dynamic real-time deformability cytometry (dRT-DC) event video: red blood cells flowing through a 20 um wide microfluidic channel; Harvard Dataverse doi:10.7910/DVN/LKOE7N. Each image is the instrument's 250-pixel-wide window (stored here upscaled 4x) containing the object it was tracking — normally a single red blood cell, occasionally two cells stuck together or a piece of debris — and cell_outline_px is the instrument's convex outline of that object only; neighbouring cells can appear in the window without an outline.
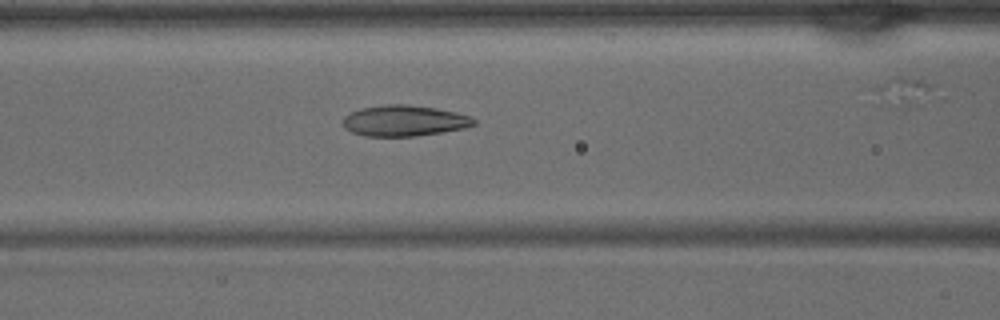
{"species": "common noctule bat (a hibernating species)", "species_latin": "Nyctalus noctula", "temperature_condition": "warm", "stored_images_in_passage": 33, "camera_frame_rate_fps": 3000, "um_per_image_px": 0.085, "animal": {"sex": "male", "body_mass_g": 15.6}, "frame": {"image": 1, "passage_image": 17, "time_ms": 5.333, "image_size_px": [1000, 320], "cell_outline_px": [[476, 124], [464, 128], [416, 136], [368, 136], [352, 132], [344, 128], [344, 116], [360, 108], [388, 104], [404, 104], [436, 108], [456, 112], [468, 116], [476, 120]], "centroid_in_image_um": [34.36, 10.26], "position_along_channel_um": 132.2, "area_um2": 23.35}}
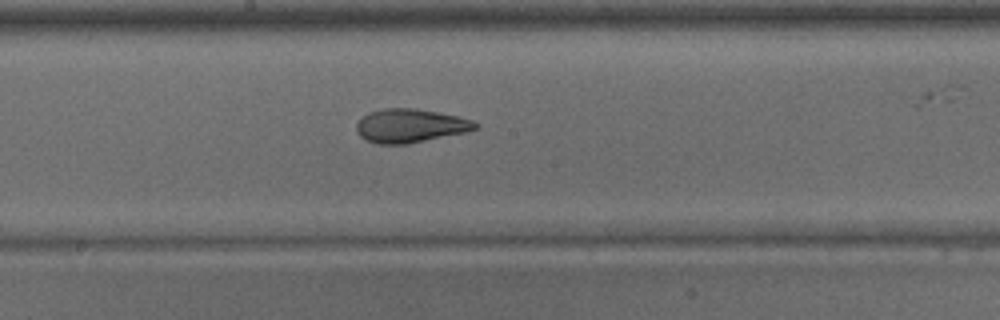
{"frame": {"image": 2, "passage_image": 22, "time_ms": 7.0, "image_size_px": [1000, 320], "cell_outline_px": [[480, 124], [476, 128], [464, 132], [408, 144], [376, 144], [360, 136], [356, 132], [356, 124], [368, 112], [384, 108], [416, 108], [456, 116], [472, 120]], "centroid_in_image_um": [34.84, 10.69], "position_along_channel_um": 213.4, "area_um2": 23.12}}
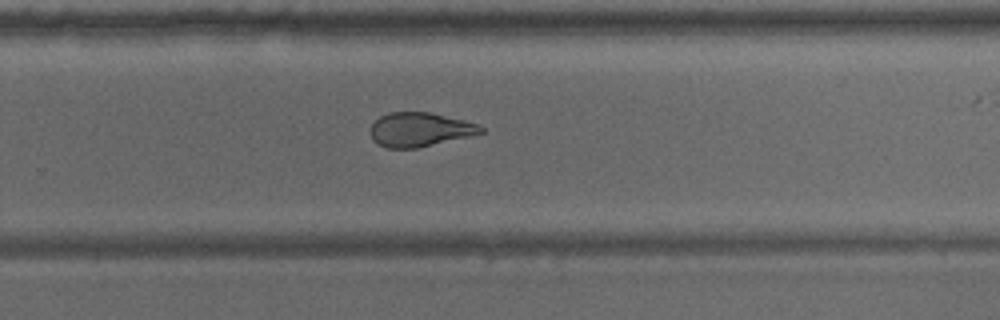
{"frame": {"image": 3, "passage_image": 27, "time_ms": 8.667, "image_size_px": [1000, 320], "cell_outline_px": [[484, 132], [468, 136], [416, 148], [388, 148], [376, 144], [372, 140], [368, 132], [372, 124], [380, 116], [388, 112], [428, 112], [464, 120], [476, 124], [484, 128]], "centroid_in_image_um": [35.6, 11.01], "position_along_channel_um": 294.2, "area_um2": 21.85}}